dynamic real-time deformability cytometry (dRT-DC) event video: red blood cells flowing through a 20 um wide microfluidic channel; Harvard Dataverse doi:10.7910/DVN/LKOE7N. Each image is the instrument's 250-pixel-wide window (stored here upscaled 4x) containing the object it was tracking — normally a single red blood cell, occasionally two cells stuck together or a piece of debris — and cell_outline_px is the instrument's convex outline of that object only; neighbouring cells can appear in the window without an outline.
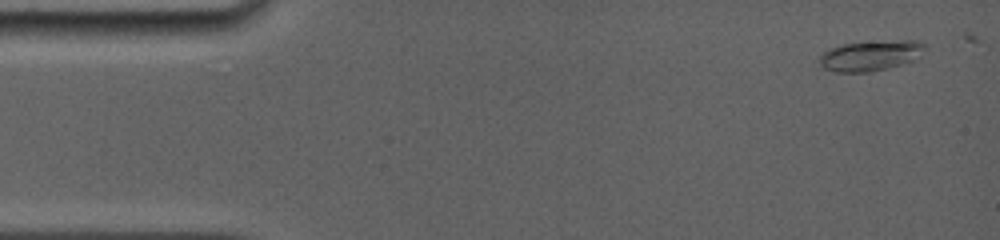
{"species": "common noctule bat (a hibernating species)", "species_latin": "Nyctalus noctula", "temperature_condition": "room temperature", "stored_images_in_passage": 8, "camera_frame_rate_fps": 5000, "um_per_image_px": 0.085, "animal": {"sex": "female", "body_mass_g": 19.0, "forearm_length_mm": 56.7}, "frame": {"image": 1, "passage_image": 1, "time_ms": 0.0, "image_size_px": [1000, 240], "cell_outline_px": [[928, 48], [920, 56], [912, 60], [888, 68], [868, 72], [836, 72], [824, 68], [820, 64], [820, 56], [824, 52], [832, 48], [844, 44], [904, 40], [916, 40], [928, 44]], "centroid_in_image_um": [74.06, 4.73], "position_along_channel_um": 10.9, "area_um2": 18.44}}
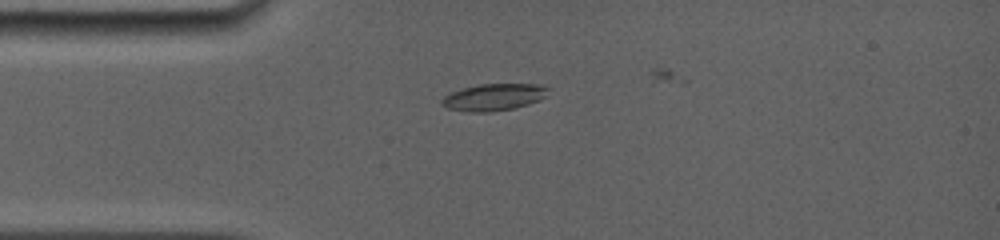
{"frame": {"image": 2, "passage_image": 5, "time_ms": 3.2, "image_size_px": [1000, 240], "cell_outline_px": [[552, 88], [540, 100], [516, 108], [492, 112], [468, 112], [448, 108], [440, 104], [440, 100], [444, 96], [452, 92], [464, 88], [480, 84], [536, 84]], "centroid_in_image_um": [41.98, 8.26], "position_along_channel_um": 43.0, "area_um2": 16.76}}
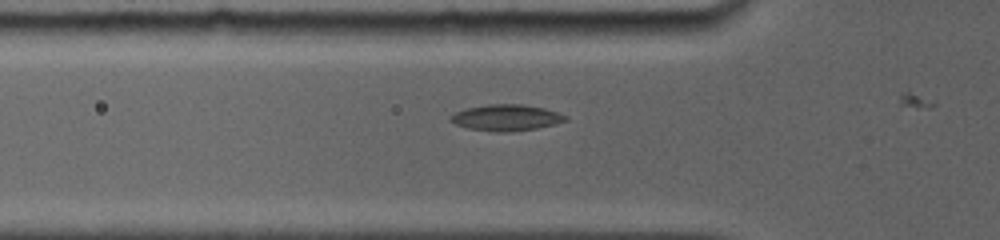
{"frame": {"image": 3, "passage_image": 7, "time_ms": 4.6, "image_size_px": [1000, 240], "cell_outline_px": [[568, 120], [556, 124], [536, 128], [512, 132], [496, 132], [468, 128], [456, 124], [448, 120], [448, 116], [464, 108], [488, 104], [524, 104], [544, 108], [568, 116]], "centroid_in_image_um": [43.01, 10.0], "position_along_channel_um": 82.8, "area_um2": 17.74}}